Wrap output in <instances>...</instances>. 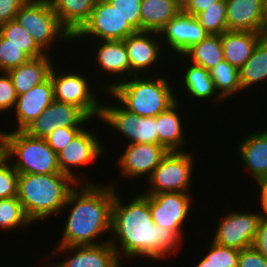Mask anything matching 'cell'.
<instances>
[{
	"instance_id": "6da1fadb",
	"label": "cell",
	"mask_w": 267,
	"mask_h": 267,
	"mask_svg": "<svg viewBox=\"0 0 267 267\" xmlns=\"http://www.w3.org/2000/svg\"><path fill=\"white\" fill-rule=\"evenodd\" d=\"M116 187L114 185L109 242L116 250L119 260L125 257V260L137 257L139 259L140 256L161 261L164 256L166 258L168 254L181 248L179 245L182 239L173 230L154 224L149 207V194L139 192L131 197L130 203L125 204L121 201Z\"/></svg>"
},
{
	"instance_id": "7a4b0ae2",
	"label": "cell",
	"mask_w": 267,
	"mask_h": 267,
	"mask_svg": "<svg viewBox=\"0 0 267 267\" xmlns=\"http://www.w3.org/2000/svg\"><path fill=\"white\" fill-rule=\"evenodd\" d=\"M114 185L111 183L103 187V184L78 183L69 192L63 210L67 207L70 212L57 246L98 245L109 241ZM105 232L109 233V237L103 241Z\"/></svg>"
},
{
	"instance_id": "3957f363",
	"label": "cell",
	"mask_w": 267,
	"mask_h": 267,
	"mask_svg": "<svg viewBox=\"0 0 267 267\" xmlns=\"http://www.w3.org/2000/svg\"><path fill=\"white\" fill-rule=\"evenodd\" d=\"M132 76L126 80L116 83L101 84L103 91L109 92L111 98L118 101L125 109L135 113L139 117H156L166 111L176 101L174 88H172L169 77L154 75ZM153 76V77H152ZM165 76V77H164ZM107 90V91H106Z\"/></svg>"
},
{
	"instance_id": "277c9868",
	"label": "cell",
	"mask_w": 267,
	"mask_h": 267,
	"mask_svg": "<svg viewBox=\"0 0 267 267\" xmlns=\"http://www.w3.org/2000/svg\"><path fill=\"white\" fill-rule=\"evenodd\" d=\"M78 183L64 173L19 174L17 197L34 223L62 213L69 192Z\"/></svg>"
},
{
	"instance_id": "5b68a950",
	"label": "cell",
	"mask_w": 267,
	"mask_h": 267,
	"mask_svg": "<svg viewBox=\"0 0 267 267\" xmlns=\"http://www.w3.org/2000/svg\"><path fill=\"white\" fill-rule=\"evenodd\" d=\"M3 135L4 157L19 174L61 173L57 154L45 139L30 136L25 131L12 130L9 133L4 130Z\"/></svg>"
},
{
	"instance_id": "8992f818",
	"label": "cell",
	"mask_w": 267,
	"mask_h": 267,
	"mask_svg": "<svg viewBox=\"0 0 267 267\" xmlns=\"http://www.w3.org/2000/svg\"><path fill=\"white\" fill-rule=\"evenodd\" d=\"M15 20L28 31L46 54L57 42L66 43L72 40V36L59 23L48 0H27Z\"/></svg>"
},
{
	"instance_id": "52a82bcc",
	"label": "cell",
	"mask_w": 267,
	"mask_h": 267,
	"mask_svg": "<svg viewBox=\"0 0 267 267\" xmlns=\"http://www.w3.org/2000/svg\"><path fill=\"white\" fill-rule=\"evenodd\" d=\"M186 151H171L147 179L149 189L143 194H159L162 192L190 193L192 173L195 159ZM194 161V162H193Z\"/></svg>"
},
{
	"instance_id": "ba28073f",
	"label": "cell",
	"mask_w": 267,
	"mask_h": 267,
	"mask_svg": "<svg viewBox=\"0 0 267 267\" xmlns=\"http://www.w3.org/2000/svg\"><path fill=\"white\" fill-rule=\"evenodd\" d=\"M56 69L55 65L52 66L49 74L54 87V100L80 108L90 119H99L102 104L97 93L93 92L95 89L91 87L88 77L81 75V72L59 71V74Z\"/></svg>"
},
{
	"instance_id": "9c48e42d",
	"label": "cell",
	"mask_w": 267,
	"mask_h": 267,
	"mask_svg": "<svg viewBox=\"0 0 267 267\" xmlns=\"http://www.w3.org/2000/svg\"><path fill=\"white\" fill-rule=\"evenodd\" d=\"M117 103H103L99 120L126 137L128 144H159L156 117H139Z\"/></svg>"
},
{
	"instance_id": "30bf717a",
	"label": "cell",
	"mask_w": 267,
	"mask_h": 267,
	"mask_svg": "<svg viewBox=\"0 0 267 267\" xmlns=\"http://www.w3.org/2000/svg\"><path fill=\"white\" fill-rule=\"evenodd\" d=\"M136 32L109 2H100L95 3L89 19L72 37L71 42L76 39L81 41L84 37L90 41L124 40Z\"/></svg>"
},
{
	"instance_id": "8fae6325",
	"label": "cell",
	"mask_w": 267,
	"mask_h": 267,
	"mask_svg": "<svg viewBox=\"0 0 267 267\" xmlns=\"http://www.w3.org/2000/svg\"><path fill=\"white\" fill-rule=\"evenodd\" d=\"M191 193L162 192L149 194V207L153 222L157 226L173 230L181 239L184 223L192 210ZM191 206V207H190Z\"/></svg>"
},
{
	"instance_id": "7c38bea8",
	"label": "cell",
	"mask_w": 267,
	"mask_h": 267,
	"mask_svg": "<svg viewBox=\"0 0 267 267\" xmlns=\"http://www.w3.org/2000/svg\"><path fill=\"white\" fill-rule=\"evenodd\" d=\"M98 138L93 130H89V127L88 129L84 128L70 144L57 154L61 173L69 175L77 183H94L90 180L83 181L75 174L77 172H74V170L76 171L79 167L90 166L98 158H103V154L106 152Z\"/></svg>"
},
{
	"instance_id": "4fadbf2b",
	"label": "cell",
	"mask_w": 267,
	"mask_h": 267,
	"mask_svg": "<svg viewBox=\"0 0 267 267\" xmlns=\"http://www.w3.org/2000/svg\"><path fill=\"white\" fill-rule=\"evenodd\" d=\"M261 218L260 211H230L220 219L212 241L239 251L253 247Z\"/></svg>"
},
{
	"instance_id": "5bb4252c",
	"label": "cell",
	"mask_w": 267,
	"mask_h": 267,
	"mask_svg": "<svg viewBox=\"0 0 267 267\" xmlns=\"http://www.w3.org/2000/svg\"><path fill=\"white\" fill-rule=\"evenodd\" d=\"M90 120L80 108L54 100L24 131L45 139L57 128H87Z\"/></svg>"
},
{
	"instance_id": "9a60e30c",
	"label": "cell",
	"mask_w": 267,
	"mask_h": 267,
	"mask_svg": "<svg viewBox=\"0 0 267 267\" xmlns=\"http://www.w3.org/2000/svg\"><path fill=\"white\" fill-rule=\"evenodd\" d=\"M123 41L130 63V77L149 75L150 71L154 69L156 71L164 48L159 33L137 31ZM151 68L153 69L151 70Z\"/></svg>"
},
{
	"instance_id": "2e32d148",
	"label": "cell",
	"mask_w": 267,
	"mask_h": 267,
	"mask_svg": "<svg viewBox=\"0 0 267 267\" xmlns=\"http://www.w3.org/2000/svg\"><path fill=\"white\" fill-rule=\"evenodd\" d=\"M117 159L123 177L136 179L149 178L162 159L169 152L160 144H127ZM144 175V176H143Z\"/></svg>"
},
{
	"instance_id": "e0dca14e",
	"label": "cell",
	"mask_w": 267,
	"mask_h": 267,
	"mask_svg": "<svg viewBox=\"0 0 267 267\" xmlns=\"http://www.w3.org/2000/svg\"><path fill=\"white\" fill-rule=\"evenodd\" d=\"M55 251L54 254L60 252L66 256L51 267H122L123 261H119L109 241L98 245L57 246Z\"/></svg>"
},
{
	"instance_id": "ac0fdd59",
	"label": "cell",
	"mask_w": 267,
	"mask_h": 267,
	"mask_svg": "<svg viewBox=\"0 0 267 267\" xmlns=\"http://www.w3.org/2000/svg\"><path fill=\"white\" fill-rule=\"evenodd\" d=\"M159 35L163 47L166 46L165 48L171 50L170 52L175 51L173 54L176 53L175 56H177L178 54L183 55L190 47L205 39L209 34L196 17L181 11L164 26Z\"/></svg>"
},
{
	"instance_id": "d6986e66",
	"label": "cell",
	"mask_w": 267,
	"mask_h": 267,
	"mask_svg": "<svg viewBox=\"0 0 267 267\" xmlns=\"http://www.w3.org/2000/svg\"><path fill=\"white\" fill-rule=\"evenodd\" d=\"M54 101V87L49 76L28 92L17 96L14 131H24Z\"/></svg>"
},
{
	"instance_id": "ffe728a7",
	"label": "cell",
	"mask_w": 267,
	"mask_h": 267,
	"mask_svg": "<svg viewBox=\"0 0 267 267\" xmlns=\"http://www.w3.org/2000/svg\"><path fill=\"white\" fill-rule=\"evenodd\" d=\"M229 31L267 33V15L262 0H225Z\"/></svg>"
},
{
	"instance_id": "44dd1931",
	"label": "cell",
	"mask_w": 267,
	"mask_h": 267,
	"mask_svg": "<svg viewBox=\"0 0 267 267\" xmlns=\"http://www.w3.org/2000/svg\"><path fill=\"white\" fill-rule=\"evenodd\" d=\"M238 145V156L253 180L256 183L267 180V129L253 132Z\"/></svg>"
},
{
	"instance_id": "7402d4cb",
	"label": "cell",
	"mask_w": 267,
	"mask_h": 267,
	"mask_svg": "<svg viewBox=\"0 0 267 267\" xmlns=\"http://www.w3.org/2000/svg\"><path fill=\"white\" fill-rule=\"evenodd\" d=\"M95 59L96 64L102 72L110 76H118L120 83L130 78V63L123 40H101L95 41ZM97 46V47H96ZM99 47V48H98ZM126 74V75H125ZM120 75V77H119Z\"/></svg>"
},
{
	"instance_id": "603a6c76",
	"label": "cell",
	"mask_w": 267,
	"mask_h": 267,
	"mask_svg": "<svg viewBox=\"0 0 267 267\" xmlns=\"http://www.w3.org/2000/svg\"><path fill=\"white\" fill-rule=\"evenodd\" d=\"M267 33L225 31L221 35L224 59L240 69L251 57L259 40Z\"/></svg>"
},
{
	"instance_id": "cb8c5ba5",
	"label": "cell",
	"mask_w": 267,
	"mask_h": 267,
	"mask_svg": "<svg viewBox=\"0 0 267 267\" xmlns=\"http://www.w3.org/2000/svg\"><path fill=\"white\" fill-rule=\"evenodd\" d=\"M177 100L166 111L156 116L159 144L171 151H185L186 139L184 127L179 110L181 107Z\"/></svg>"
},
{
	"instance_id": "d4e9b609",
	"label": "cell",
	"mask_w": 267,
	"mask_h": 267,
	"mask_svg": "<svg viewBox=\"0 0 267 267\" xmlns=\"http://www.w3.org/2000/svg\"><path fill=\"white\" fill-rule=\"evenodd\" d=\"M53 65L48 53L42 57L30 58L27 62L9 70L8 74L12 78L17 96L45 81Z\"/></svg>"
},
{
	"instance_id": "484cf974",
	"label": "cell",
	"mask_w": 267,
	"mask_h": 267,
	"mask_svg": "<svg viewBox=\"0 0 267 267\" xmlns=\"http://www.w3.org/2000/svg\"><path fill=\"white\" fill-rule=\"evenodd\" d=\"M61 26L73 37L87 22L94 0H48Z\"/></svg>"
},
{
	"instance_id": "4316f807",
	"label": "cell",
	"mask_w": 267,
	"mask_h": 267,
	"mask_svg": "<svg viewBox=\"0 0 267 267\" xmlns=\"http://www.w3.org/2000/svg\"><path fill=\"white\" fill-rule=\"evenodd\" d=\"M181 11L182 7L173 0H142L141 31L159 33Z\"/></svg>"
},
{
	"instance_id": "83f0119b",
	"label": "cell",
	"mask_w": 267,
	"mask_h": 267,
	"mask_svg": "<svg viewBox=\"0 0 267 267\" xmlns=\"http://www.w3.org/2000/svg\"><path fill=\"white\" fill-rule=\"evenodd\" d=\"M186 70L183 73V89L194 99L207 100L213 98V101L223 102L224 100L217 93L210 72L200 65L187 62ZM185 87V88H184Z\"/></svg>"
},
{
	"instance_id": "f1b7e54d",
	"label": "cell",
	"mask_w": 267,
	"mask_h": 267,
	"mask_svg": "<svg viewBox=\"0 0 267 267\" xmlns=\"http://www.w3.org/2000/svg\"><path fill=\"white\" fill-rule=\"evenodd\" d=\"M239 80L242 91L263 84L267 80V35H264L255 46L251 57L239 69ZM252 85V86H251Z\"/></svg>"
},
{
	"instance_id": "f546056e",
	"label": "cell",
	"mask_w": 267,
	"mask_h": 267,
	"mask_svg": "<svg viewBox=\"0 0 267 267\" xmlns=\"http://www.w3.org/2000/svg\"><path fill=\"white\" fill-rule=\"evenodd\" d=\"M182 57L209 71L224 60L221 35H208L205 39L190 47L183 55H180L181 60Z\"/></svg>"
},
{
	"instance_id": "4dcf8cb0",
	"label": "cell",
	"mask_w": 267,
	"mask_h": 267,
	"mask_svg": "<svg viewBox=\"0 0 267 267\" xmlns=\"http://www.w3.org/2000/svg\"><path fill=\"white\" fill-rule=\"evenodd\" d=\"M215 89L225 101L243 92L240 86L239 69L231 65L225 59L209 70ZM231 96V97H230Z\"/></svg>"
},
{
	"instance_id": "1f68e13d",
	"label": "cell",
	"mask_w": 267,
	"mask_h": 267,
	"mask_svg": "<svg viewBox=\"0 0 267 267\" xmlns=\"http://www.w3.org/2000/svg\"><path fill=\"white\" fill-rule=\"evenodd\" d=\"M0 34L10 40V43L21 48L30 58H37L46 53L37 45L28 31L16 20L9 21L0 26Z\"/></svg>"
},
{
	"instance_id": "d6a6232c",
	"label": "cell",
	"mask_w": 267,
	"mask_h": 267,
	"mask_svg": "<svg viewBox=\"0 0 267 267\" xmlns=\"http://www.w3.org/2000/svg\"><path fill=\"white\" fill-rule=\"evenodd\" d=\"M33 224L26 216L18 197L0 199V229H26ZM29 226V227H28ZM24 227V228H23Z\"/></svg>"
},
{
	"instance_id": "836d02e7",
	"label": "cell",
	"mask_w": 267,
	"mask_h": 267,
	"mask_svg": "<svg viewBox=\"0 0 267 267\" xmlns=\"http://www.w3.org/2000/svg\"><path fill=\"white\" fill-rule=\"evenodd\" d=\"M196 18L209 35H222L228 31L225 0L217 1Z\"/></svg>"
},
{
	"instance_id": "e575fe53",
	"label": "cell",
	"mask_w": 267,
	"mask_h": 267,
	"mask_svg": "<svg viewBox=\"0 0 267 267\" xmlns=\"http://www.w3.org/2000/svg\"><path fill=\"white\" fill-rule=\"evenodd\" d=\"M30 57L0 34V72H8L27 62Z\"/></svg>"
},
{
	"instance_id": "d590c367",
	"label": "cell",
	"mask_w": 267,
	"mask_h": 267,
	"mask_svg": "<svg viewBox=\"0 0 267 267\" xmlns=\"http://www.w3.org/2000/svg\"><path fill=\"white\" fill-rule=\"evenodd\" d=\"M209 250L203 256L215 267H238L240 251L210 242Z\"/></svg>"
},
{
	"instance_id": "8d00e7d4",
	"label": "cell",
	"mask_w": 267,
	"mask_h": 267,
	"mask_svg": "<svg viewBox=\"0 0 267 267\" xmlns=\"http://www.w3.org/2000/svg\"><path fill=\"white\" fill-rule=\"evenodd\" d=\"M19 173L6 157L0 160V199L17 196Z\"/></svg>"
},
{
	"instance_id": "74e56055",
	"label": "cell",
	"mask_w": 267,
	"mask_h": 267,
	"mask_svg": "<svg viewBox=\"0 0 267 267\" xmlns=\"http://www.w3.org/2000/svg\"><path fill=\"white\" fill-rule=\"evenodd\" d=\"M109 3L136 31H141L140 8L142 0H111Z\"/></svg>"
},
{
	"instance_id": "f35d334b",
	"label": "cell",
	"mask_w": 267,
	"mask_h": 267,
	"mask_svg": "<svg viewBox=\"0 0 267 267\" xmlns=\"http://www.w3.org/2000/svg\"><path fill=\"white\" fill-rule=\"evenodd\" d=\"M0 114L3 111L14 109L17 101V94L12 81L11 76L8 72H0Z\"/></svg>"
},
{
	"instance_id": "ab89813d",
	"label": "cell",
	"mask_w": 267,
	"mask_h": 267,
	"mask_svg": "<svg viewBox=\"0 0 267 267\" xmlns=\"http://www.w3.org/2000/svg\"><path fill=\"white\" fill-rule=\"evenodd\" d=\"M84 128H57L47 138V144L58 154L63 150Z\"/></svg>"
},
{
	"instance_id": "60d3db41",
	"label": "cell",
	"mask_w": 267,
	"mask_h": 267,
	"mask_svg": "<svg viewBox=\"0 0 267 267\" xmlns=\"http://www.w3.org/2000/svg\"><path fill=\"white\" fill-rule=\"evenodd\" d=\"M238 267H267V258L254 247L240 250Z\"/></svg>"
},
{
	"instance_id": "b9f144b4",
	"label": "cell",
	"mask_w": 267,
	"mask_h": 267,
	"mask_svg": "<svg viewBox=\"0 0 267 267\" xmlns=\"http://www.w3.org/2000/svg\"><path fill=\"white\" fill-rule=\"evenodd\" d=\"M27 0H0V26L15 20L21 6Z\"/></svg>"
},
{
	"instance_id": "7bdbcfd3",
	"label": "cell",
	"mask_w": 267,
	"mask_h": 267,
	"mask_svg": "<svg viewBox=\"0 0 267 267\" xmlns=\"http://www.w3.org/2000/svg\"><path fill=\"white\" fill-rule=\"evenodd\" d=\"M253 247L267 258V218L259 221Z\"/></svg>"
},
{
	"instance_id": "ee69618b",
	"label": "cell",
	"mask_w": 267,
	"mask_h": 267,
	"mask_svg": "<svg viewBox=\"0 0 267 267\" xmlns=\"http://www.w3.org/2000/svg\"><path fill=\"white\" fill-rule=\"evenodd\" d=\"M219 0H188L182 7V12L196 17Z\"/></svg>"
},
{
	"instance_id": "f6af8a7d",
	"label": "cell",
	"mask_w": 267,
	"mask_h": 267,
	"mask_svg": "<svg viewBox=\"0 0 267 267\" xmlns=\"http://www.w3.org/2000/svg\"><path fill=\"white\" fill-rule=\"evenodd\" d=\"M259 191V200L262 209L261 216L267 218V180L259 181L256 183Z\"/></svg>"
},
{
	"instance_id": "bcb514c9",
	"label": "cell",
	"mask_w": 267,
	"mask_h": 267,
	"mask_svg": "<svg viewBox=\"0 0 267 267\" xmlns=\"http://www.w3.org/2000/svg\"><path fill=\"white\" fill-rule=\"evenodd\" d=\"M194 267H215L208 259L204 256L200 259Z\"/></svg>"
},
{
	"instance_id": "7dc6e473",
	"label": "cell",
	"mask_w": 267,
	"mask_h": 267,
	"mask_svg": "<svg viewBox=\"0 0 267 267\" xmlns=\"http://www.w3.org/2000/svg\"><path fill=\"white\" fill-rule=\"evenodd\" d=\"M4 158V135L3 131L0 129V160Z\"/></svg>"
},
{
	"instance_id": "c3c4849f",
	"label": "cell",
	"mask_w": 267,
	"mask_h": 267,
	"mask_svg": "<svg viewBox=\"0 0 267 267\" xmlns=\"http://www.w3.org/2000/svg\"><path fill=\"white\" fill-rule=\"evenodd\" d=\"M175 1L179 6L183 7L184 4L188 1V0H173Z\"/></svg>"
},
{
	"instance_id": "681fc988",
	"label": "cell",
	"mask_w": 267,
	"mask_h": 267,
	"mask_svg": "<svg viewBox=\"0 0 267 267\" xmlns=\"http://www.w3.org/2000/svg\"><path fill=\"white\" fill-rule=\"evenodd\" d=\"M262 3H263L264 11L267 15V0H262Z\"/></svg>"
},
{
	"instance_id": "f907efd6",
	"label": "cell",
	"mask_w": 267,
	"mask_h": 267,
	"mask_svg": "<svg viewBox=\"0 0 267 267\" xmlns=\"http://www.w3.org/2000/svg\"><path fill=\"white\" fill-rule=\"evenodd\" d=\"M95 3H100V2H110L111 0H94Z\"/></svg>"
}]
</instances>
